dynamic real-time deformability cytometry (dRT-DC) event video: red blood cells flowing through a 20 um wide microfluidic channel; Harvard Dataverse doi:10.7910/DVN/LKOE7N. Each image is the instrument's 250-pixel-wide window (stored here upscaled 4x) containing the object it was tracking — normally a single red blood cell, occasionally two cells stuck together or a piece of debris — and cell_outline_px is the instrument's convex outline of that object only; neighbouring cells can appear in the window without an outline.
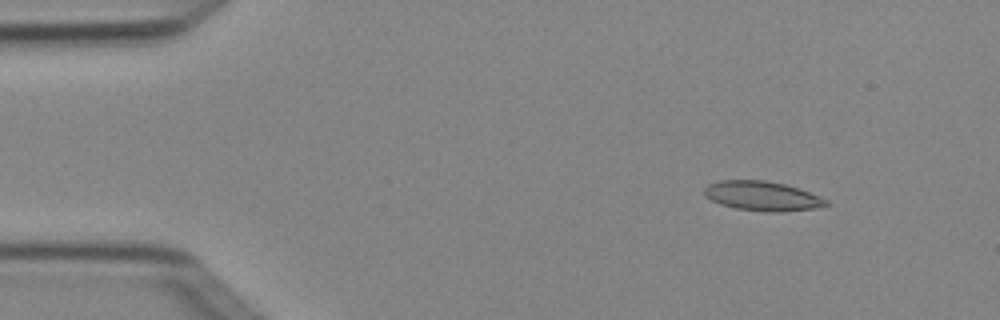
{"species": "Egyptian fruit bat (a non-hibernating species)", "species_latin": "Rousettus aegyptiacus", "temperature_condition": "cold", "stored_images_in_passage": 5, "camera_frame_rate_fps": 3000, "um_per_image_px": 0.085, "animal": {"sex": "female"}, "frame": {"image": 1, "passage_image": 2, "time_ms": 0.333, "image_size_px": [1000, 320], "cell_outline_px": [[828, 204], [820, 208], [780, 212], [764, 212], [736, 208], [720, 204], [712, 200], [704, 192], [704, 188], [708, 184], [720, 180], [764, 180], [784, 184], [820, 196], [828, 200]], "centroid_in_image_um": [64.82, 16.67], "position_along_channel_um": 20.2, "area_um2": 20.87}}
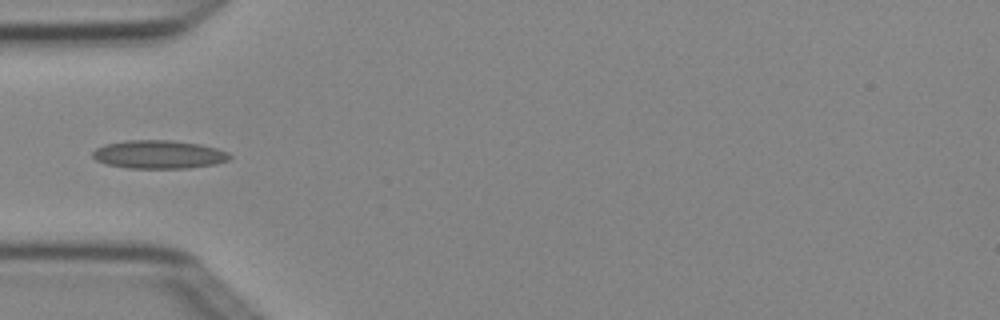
{"frame": {"image": 2, "passage_image": 4, "time_ms": 1.0, "image_size_px": [1000, 320], "cell_outline_px": [[232, 156], [228, 160], [216, 164], [188, 168], [128, 168], [108, 164], [96, 160], [92, 156], [92, 152], [96, 148], [104, 144], [124, 140], [172, 140], [200, 144], [216, 148], [228, 152]], "centroid_in_image_um": [13.5, 13.12], "position_along_channel_um": 71.5, "area_um2": 22.72}}
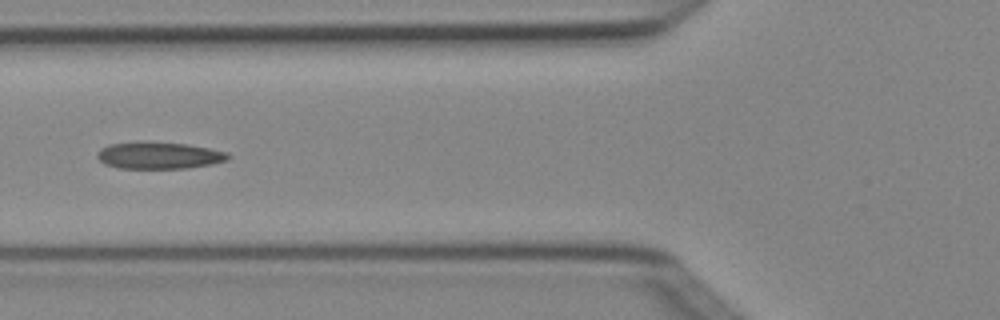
{"frame": {"image": 3, "passage_image": 5, "time_ms": 1.333, "image_size_px": [1000, 320], "cell_outline_px": [[232, 156], [228, 160], [212, 164], [188, 168], [116, 168], [104, 164], [96, 156], [96, 152], [100, 148], [108, 144], [144, 140], [188, 144], [228, 152]], "centroid_in_image_um": [13.49, 13.19], "position_along_channel_um": 112.3, "area_um2": 21.04}}